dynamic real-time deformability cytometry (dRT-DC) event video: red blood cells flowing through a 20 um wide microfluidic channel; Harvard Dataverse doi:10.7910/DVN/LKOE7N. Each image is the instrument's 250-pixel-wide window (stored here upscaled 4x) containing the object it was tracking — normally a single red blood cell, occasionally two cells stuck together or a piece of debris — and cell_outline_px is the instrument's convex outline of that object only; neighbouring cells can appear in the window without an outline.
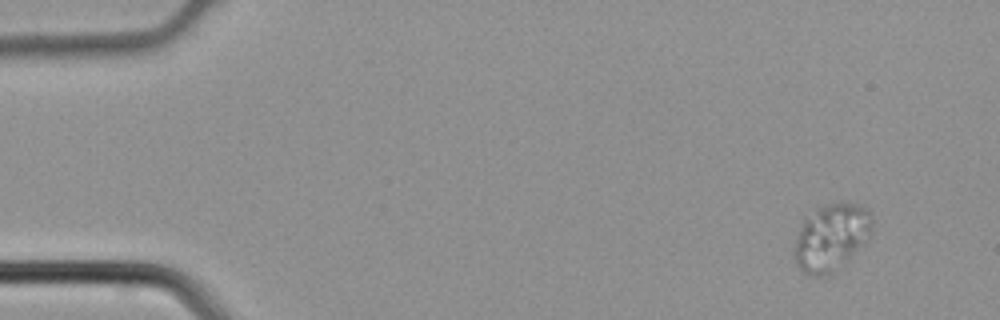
{"species": "common noctule bat (a hibernating species)", "species_latin": "Nyctalus noctula", "temperature_condition": "cold", "stored_images_in_passage": 3, "camera_frame_rate_fps": 3000, "um_per_image_px": 0.085, "animal": {"sex": "male", "body_mass_g": 21.5, "forearm_length_mm": 52.0}, "frame": {"image": 1, "passage_image": 1, "time_ms": 0.0, "image_size_px": [1000, 320], "cell_outline_px": [[872, 232], [868, 240], [844, 264], [832, 272], [824, 276], [812, 276], [804, 272], [796, 264], [792, 256], [792, 248], [800, 224], [804, 216], [816, 208], [840, 200], [860, 204], [868, 208], [872, 216]], "centroid_in_image_um": [70.64, 20.13], "position_along_channel_um": 14.4, "area_um2": 31.39}}
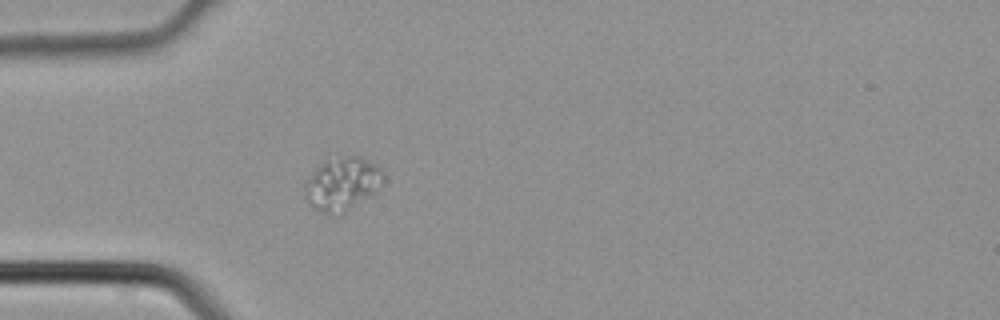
{"frame": {"image": 2, "passage_image": 3, "time_ms": 0.667, "image_size_px": [1000, 320], "cell_outline_px": [[384, 180], [376, 192], [372, 196], [340, 216], [328, 216], [312, 208], [308, 204], [304, 196], [304, 188], [308, 180], [324, 160], [340, 156], [360, 156], [376, 164], [384, 172]], "centroid_in_image_um": [29.11, 15.68], "position_along_channel_um": 55.9, "area_um2": 24.97}}